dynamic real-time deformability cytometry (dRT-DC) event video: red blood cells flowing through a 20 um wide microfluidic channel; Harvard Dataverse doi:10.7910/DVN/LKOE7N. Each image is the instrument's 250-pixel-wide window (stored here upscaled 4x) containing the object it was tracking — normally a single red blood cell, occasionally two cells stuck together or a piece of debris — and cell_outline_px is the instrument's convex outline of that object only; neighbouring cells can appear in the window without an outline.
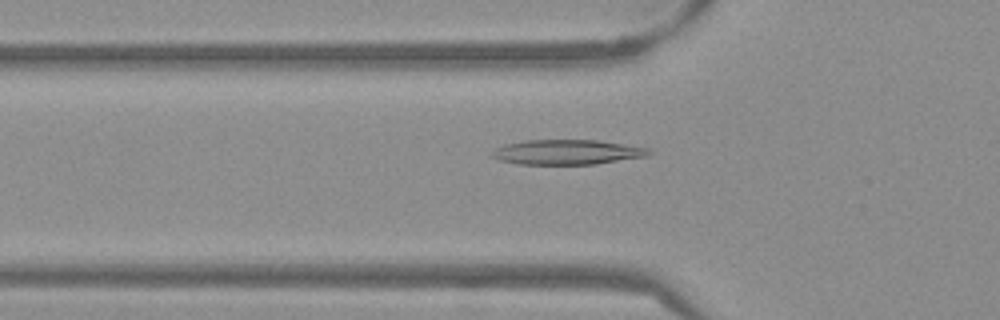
{"species": "Egyptian fruit bat (a non-hibernating species)", "species_latin": "Rousettus aegyptiacus", "temperature_condition": "warm", "stored_images_in_passage": 52, "camera_frame_rate_fps": 3000, "um_per_image_px": 0.085, "frame": {"image": 1, "passage_image": 17, "time_ms": 5.333, "image_size_px": [1000, 320], "cell_outline_px": [[652, 152], [648, 156], [596, 164], [516, 164], [500, 160], [488, 156], [496, 148], [504, 144], [524, 140], [600, 140], [652, 148]], "centroid_in_image_um": [48.23, 12.92], "position_along_channel_um": 77.6, "area_um2": 23.06}}
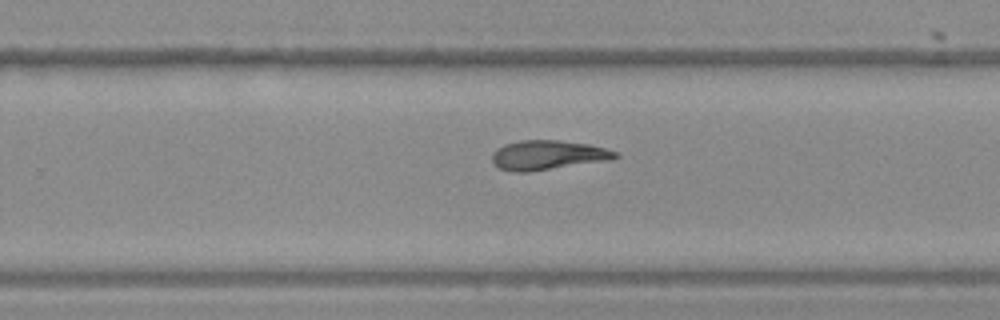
{"frame": {"image": 2, "passage_image": 33, "time_ms": 10.667, "image_size_px": [1000, 320], "cell_outline_px": [[620, 156], [612, 160], [528, 172], [512, 172], [500, 168], [492, 164], [492, 156], [496, 148], [504, 144], [520, 140], [560, 140], [588, 144], [604, 148], [616, 152]], "centroid_in_image_um": [46.55, 13.19], "position_along_channel_um": 283.3, "area_um2": 21.33}}
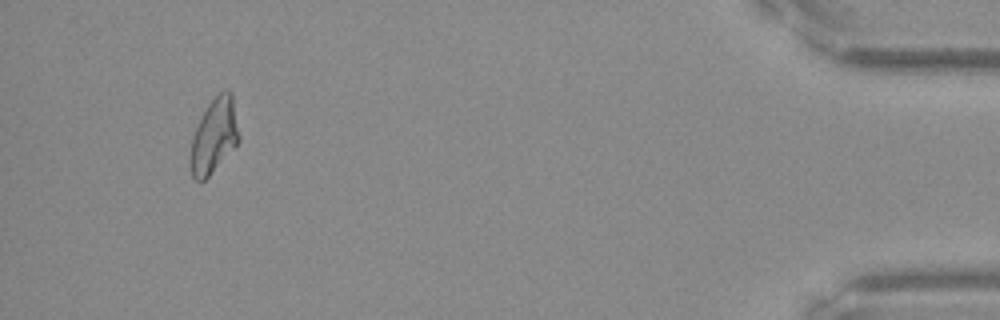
{"frame": {"image": 3, "passage_image": 49, "time_ms": 16.0, "image_size_px": [1000, 320], "cell_outline_px": [[240, 140], [208, 176], [204, 180], [196, 180], [192, 176], [192, 136], [208, 104], [224, 88], [228, 88], [232, 92], [240, 136]], "centroid_in_image_um": [18.25, 11.47], "position_along_channel_um": 417.0, "area_um2": 20.52}, "authors_computed_cell_mechanics": {"area_um2": 21.097, "velocity_mm_per_s": 3.8503, "shape_relaxation_time_tau1_ms": null, "shape_relaxation_time_tau2_ms": 4.9082, "deformation_change_tau1": null, "deformation_change_tau2": 0.1376}}